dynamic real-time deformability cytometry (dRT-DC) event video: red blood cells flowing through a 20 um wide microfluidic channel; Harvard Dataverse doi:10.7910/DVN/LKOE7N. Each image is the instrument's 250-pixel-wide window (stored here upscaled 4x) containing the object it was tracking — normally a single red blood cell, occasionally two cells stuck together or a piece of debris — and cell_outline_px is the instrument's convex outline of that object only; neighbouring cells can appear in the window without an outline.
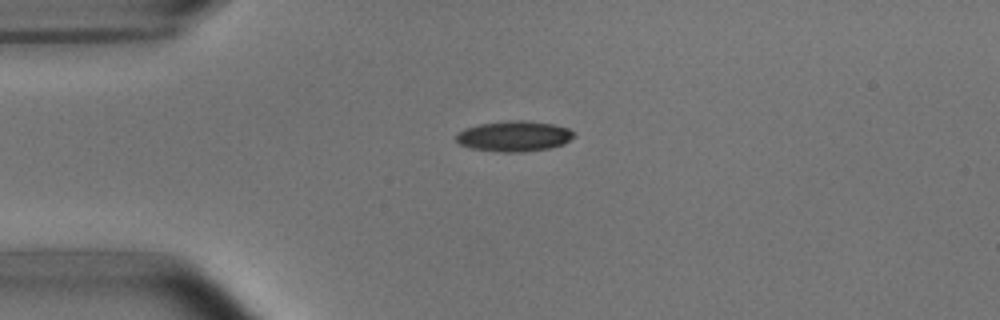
{"species": "common noctule bat (a hibernating species)", "species_latin": "Nyctalus noctula", "temperature_condition": "room temperature", "stored_images_in_passage": 41, "camera_frame_rate_fps": 3000, "um_per_image_px": 0.085, "animal": {"sex": "male", "body_mass_g": 15.6}, "frame": {"image": 1, "passage_image": 1, "time_ms": 0.0, "image_size_px": [1000, 320], "cell_outline_px": [[576, 136], [564, 144], [548, 148], [524, 152], [500, 152], [472, 148], [460, 144], [456, 140], [456, 136], [464, 128], [480, 124], [508, 120], [524, 120], [552, 124], [568, 128], [576, 132]], "centroid_in_image_um": [43.74, 11.57], "position_along_channel_um": 41.3, "area_um2": 20.98}}
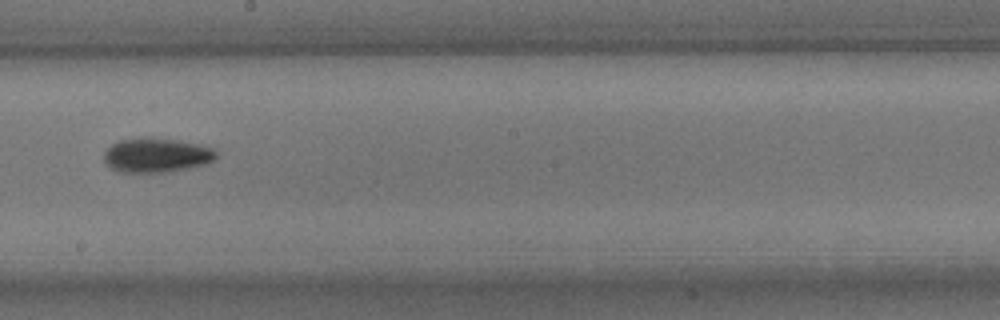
{"frame": {"image": 2, "passage_image": 18, "time_ms": 5.667, "image_size_px": [1000, 320], "cell_outline_px": [[216, 160], [208, 164], [168, 172], [120, 172], [112, 168], [104, 160], [104, 152], [112, 144], [120, 140], [140, 136], [144, 136], [180, 140], [200, 144], [212, 148], [216, 152]], "centroid_in_image_um": [13.33, 13.17], "position_along_channel_um": 234.9, "area_um2": 22.83}}
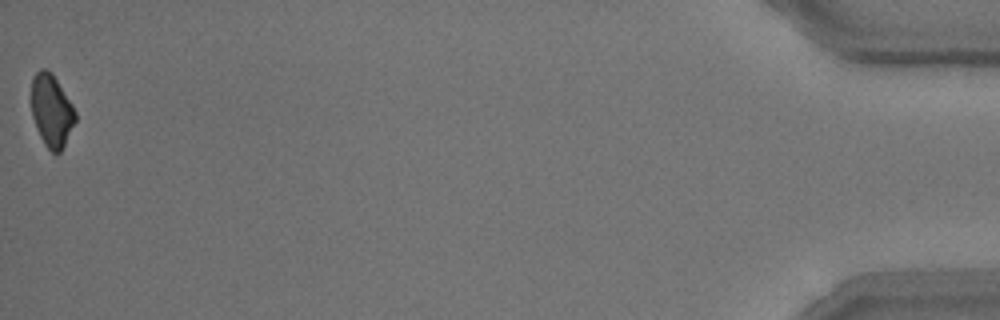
{"frame": {"image": 3, "passage_image": 41, "time_ms": 13.333, "image_size_px": [1000, 320], "cell_outline_px": [[76, 120], [60, 152], [56, 156], [44, 144], [36, 128], [32, 116], [32, 80], [36, 72], [40, 68], [44, 68], [52, 72], [72, 104], [76, 112]], "centroid_in_image_um": [4.38, 9.4], "position_along_channel_um": 430.8, "area_um2": 18.5}, "authors_computed_cell_mechanics": {"area_um2": 20.9814, "velocity_mm_per_s": 3.794, "shape_relaxation_time_tau1_ms": 3.1564, "shape_relaxation_time_tau2_ms": null, "deformation_change_tau1": 0.1209, "deformation_change_tau2": null}}